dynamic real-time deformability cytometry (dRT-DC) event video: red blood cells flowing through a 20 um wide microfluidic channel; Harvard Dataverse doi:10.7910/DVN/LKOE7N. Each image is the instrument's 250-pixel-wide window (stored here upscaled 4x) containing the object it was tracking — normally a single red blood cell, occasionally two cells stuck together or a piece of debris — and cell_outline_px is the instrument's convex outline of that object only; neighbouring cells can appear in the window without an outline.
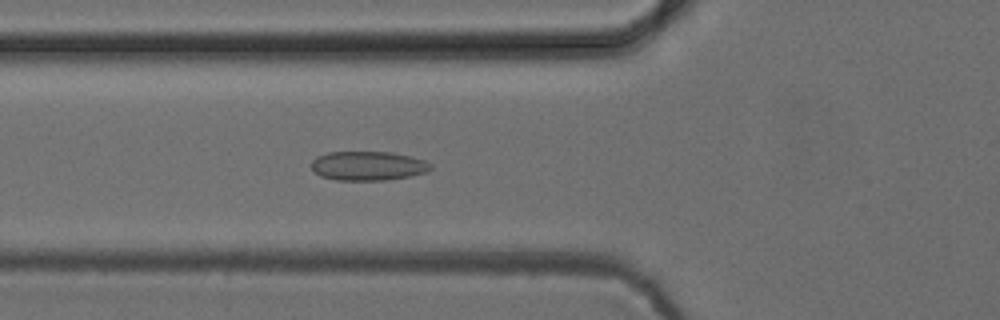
{"species": "common noctule bat (a hibernating species)", "species_latin": "Nyctalus noctula", "temperature_condition": "cold", "stored_images_in_passage": 52, "camera_frame_rate_fps": 3000, "um_per_image_px": 0.085, "animal": {"sex": "female", "body_mass_g": 24.6, "forearm_length_mm": 56.2}, "frame": {"image": 1, "passage_image": 19, "time_ms": 6.0, "image_size_px": [1000, 320], "cell_outline_px": [[432, 168], [428, 172], [412, 176], [384, 180], [336, 180], [320, 176], [312, 168], [312, 160], [316, 156], [328, 152], [392, 152], [412, 156], [424, 160], [432, 164]], "centroid_in_image_um": [31.31, 14.09], "position_along_channel_um": 94.5, "area_um2": 20.46}}
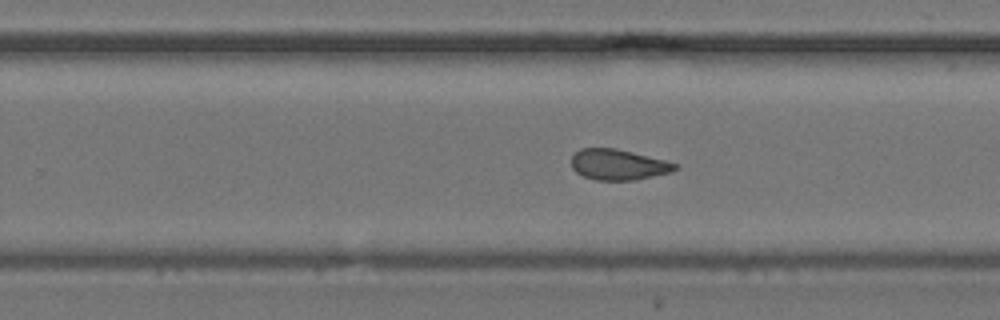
{"frame": {"image": 2, "passage_image": 33, "time_ms": 10.667, "image_size_px": [1000, 320], "cell_outline_px": [[680, 168], [672, 172], [636, 180], [596, 180], [584, 176], [576, 172], [572, 168], [572, 156], [580, 148], [616, 148], [680, 164]], "centroid_in_image_um": [52.59, 14.0], "position_along_channel_um": 277.2, "area_um2": 18.61}}
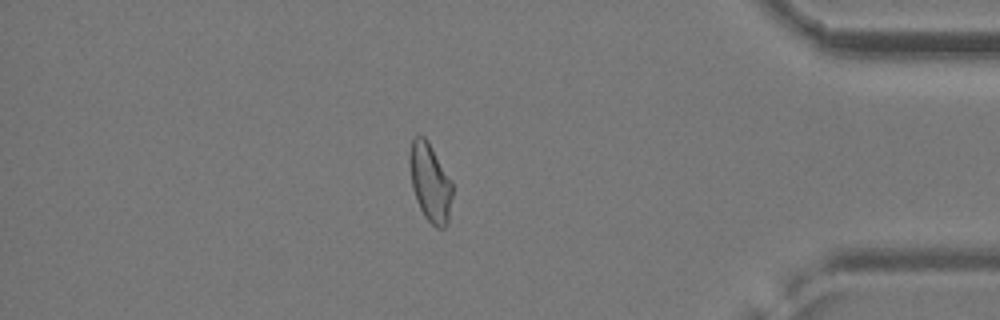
{"frame": {"image": 3, "passage_image": 45, "time_ms": 14.667, "image_size_px": [1000, 320], "cell_outline_px": [[452, 196], [448, 220], [444, 228], [436, 228], [424, 216], [416, 200], [412, 188], [408, 164], [408, 156], [412, 140], [416, 136], [424, 136], [428, 140], [452, 180]], "centroid_in_image_um": [36.54, 15.48], "position_along_channel_um": 398.7, "area_um2": 19.77}, "authors_computed_cell_mechanics": {"area_um2": 19.941, "velocity_mm_per_s": 3.9191, "shape_relaxation_time_tau1_ms": null, "shape_relaxation_time_tau2_ms": 1.7912, "deformation_change_tau1": null, "deformation_change_tau2": 0.083}}